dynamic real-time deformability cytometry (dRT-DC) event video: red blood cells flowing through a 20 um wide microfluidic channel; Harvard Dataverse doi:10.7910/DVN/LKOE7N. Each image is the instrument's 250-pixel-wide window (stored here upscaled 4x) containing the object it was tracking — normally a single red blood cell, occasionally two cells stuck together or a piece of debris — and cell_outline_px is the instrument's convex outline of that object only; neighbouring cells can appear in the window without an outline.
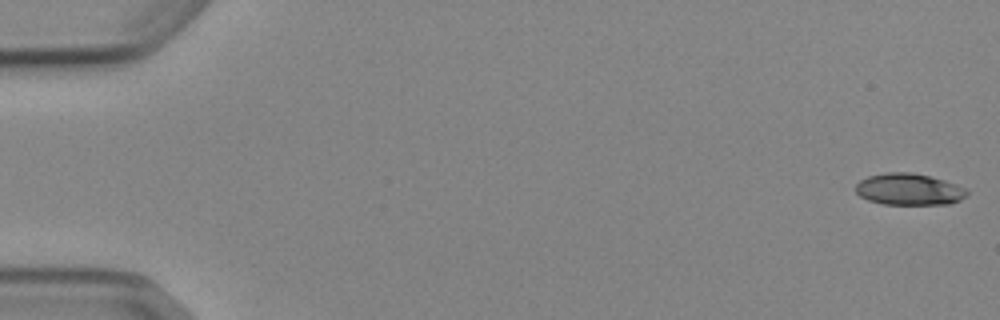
{"species": "Egyptian fruit bat (a non-hibernating species)", "species_latin": "Rousettus aegyptiacus", "temperature_condition": "cold", "stored_images_in_passage": 6, "camera_frame_rate_fps": 3000, "um_per_image_px": 0.085, "animal": {"sex": "female"}, "frame": {"image": 1, "passage_image": 1, "time_ms": 0.0, "image_size_px": [1000, 320], "cell_outline_px": [[968, 196], [960, 200], [948, 204], [884, 204], [868, 200], [860, 196], [856, 192], [856, 184], [860, 180], [868, 176], [888, 172], [912, 172], [944, 180], [968, 188]], "centroid_in_image_um": [77.29, 16.09], "position_along_channel_um": 7.7, "area_um2": 20.58}}
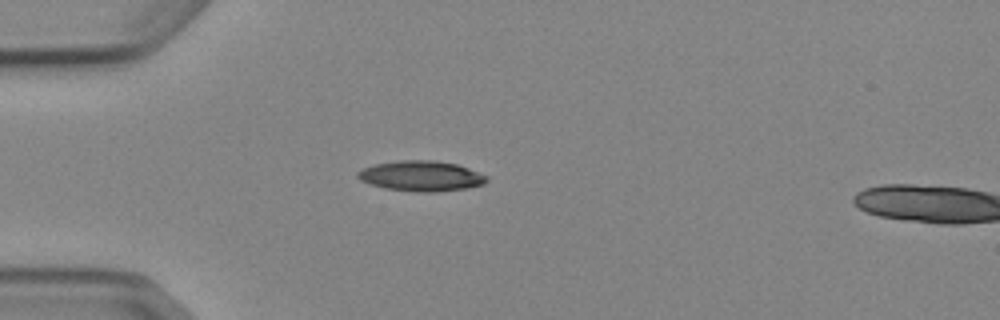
{"frame": {"image": 2, "passage_image": 5, "time_ms": 4.667, "image_size_px": [1000, 320], "cell_outline_px": [[488, 180], [484, 184], [464, 188], [436, 192], [416, 192], [384, 188], [360, 180], [356, 176], [356, 172], [364, 168], [376, 164], [400, 160], [432, 160], [456, 164], [468, 168], [488, 176]], "centroid_in_image_um": [35.8, 14.96], "position_along_channel_um": 49.2, "area_um2": 22.66}}